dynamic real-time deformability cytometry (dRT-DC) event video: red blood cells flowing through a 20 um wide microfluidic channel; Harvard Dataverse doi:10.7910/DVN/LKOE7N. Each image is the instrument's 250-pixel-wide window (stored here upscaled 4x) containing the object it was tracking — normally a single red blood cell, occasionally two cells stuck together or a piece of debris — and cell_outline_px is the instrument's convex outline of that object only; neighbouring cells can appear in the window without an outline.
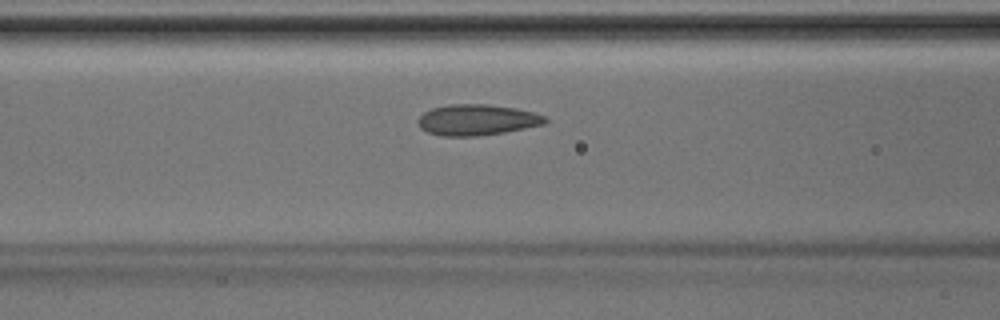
{"species": "Egyptian fruit bat (a non-hibernating species)", "species_latin": "Rousettus aegyptiacus", "temperature_condition": "room temperature", "stored_images_in_passage": 37, "camera_frame_rate_fps": 3000, "um_per_image_px": 0.085, "animal": {"sex": "male"}, "frame": {"image": 1, "passage_image": 11, "time_ms": 3.333, "image_size_px": [1000, 320], "cell_outline_px": [[548, 120], [544, 124], [504, 132], [476, 136], [440, 136], [428, 132], [420, 128], [416, 120], [424, 112], [432, 108], [448, 104], [488, 104], [516, 108], [532, 112], [544, 116]], "centroid_in_image_um": [40.5, 10.18], "position_along_channel_um": 126.1, "area_um2": 22.89}}
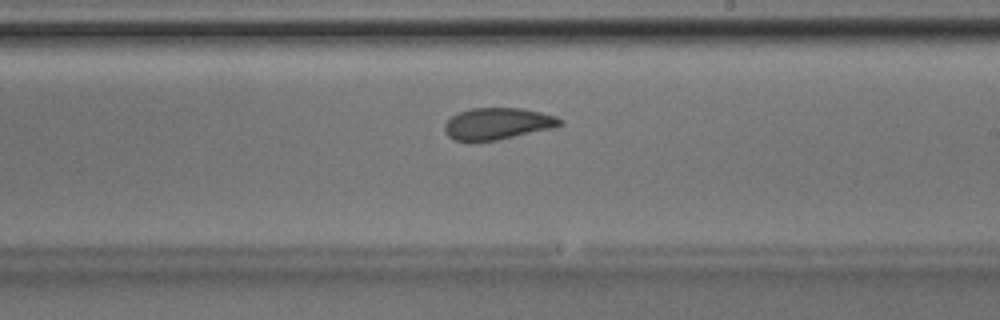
{"frame": {"image": 2, "passage_image": 19, "time_ms": 6.0, "image_size_px": [1000, 320], "cell_outline_px": [[564, 124], [552, 128], [496, 140], [468, 144], [452, 140], [444, 132], [444, 124], [452, 116], [460, 112], [472, 108], [520, 108], [540, 112], [556, 116], [564, 120]], "centroid_in_image_um": [42.24, 10.54], "position_along_channel_um": 246.8, "area_um2": 21.73}}
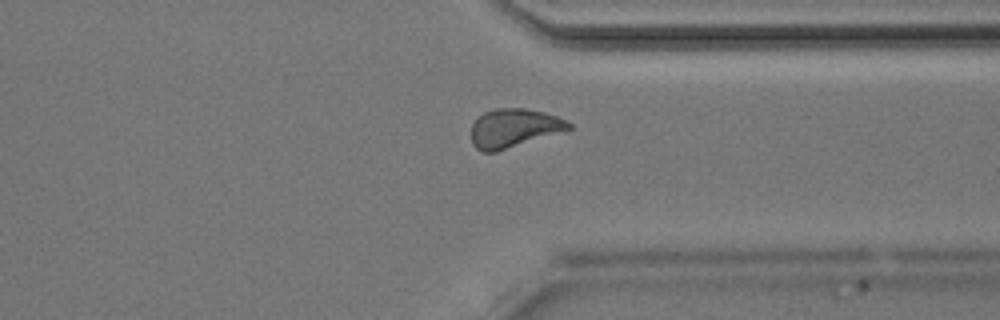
{"frame": {"image": 3, "passage_image": 27, "time_ms": 8.667, "image_size_px": [1000, 320], "cell_outline_px": [[572, 128], [496, 152], [480, 152], [472, 144], [472, 124], [484, 112], [496, 108], [524, 108], [544, 112], [556, 116], [572, 124]], "centroid_in_image_um": [43.65, 10.89], "position_along_channel_um": 367.8, "area_um2": 21.73}}